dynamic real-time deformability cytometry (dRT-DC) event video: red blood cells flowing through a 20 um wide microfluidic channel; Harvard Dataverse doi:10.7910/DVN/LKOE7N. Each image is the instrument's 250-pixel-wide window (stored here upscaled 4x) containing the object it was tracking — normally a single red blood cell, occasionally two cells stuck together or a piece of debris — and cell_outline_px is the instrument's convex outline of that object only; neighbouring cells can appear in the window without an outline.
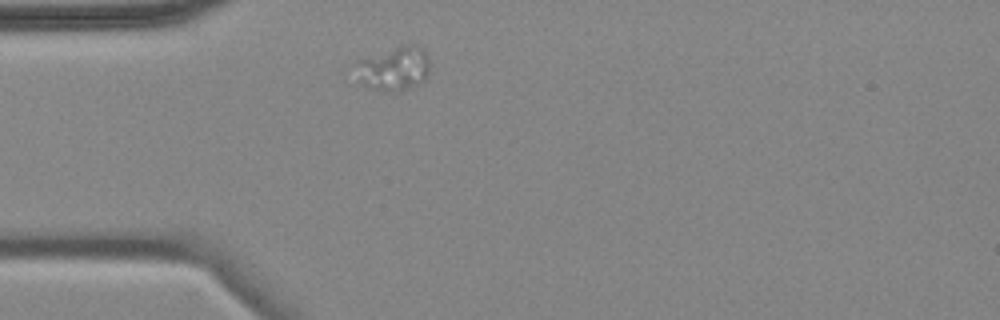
{"species": "common noctule bat (a hibernating species)", "species_latin": "Nyctalus noctula", "temperature_condition": "cold", "stored_images_in_passage": 2, "camera_frame_rate_fps": 3000, "um_per_image_px": 0.085, "animal": {"sex": "female", "body_mass_g": 18.4}, "frame": {"image": 1, "passage_image": 1, "time_ms": 0.0, "image_size_px": [1000, 320], "cell_outline_px": [[428, 72], [424, 80], [404, 88], [384, 92], [360, 84], [356, 60], [400, 44], [420, 44], [428, 56]], "centroid_in_image_um": [33.48, 5.76], "position_along_channel_um": 51.5, "area_um2": 18.9}}